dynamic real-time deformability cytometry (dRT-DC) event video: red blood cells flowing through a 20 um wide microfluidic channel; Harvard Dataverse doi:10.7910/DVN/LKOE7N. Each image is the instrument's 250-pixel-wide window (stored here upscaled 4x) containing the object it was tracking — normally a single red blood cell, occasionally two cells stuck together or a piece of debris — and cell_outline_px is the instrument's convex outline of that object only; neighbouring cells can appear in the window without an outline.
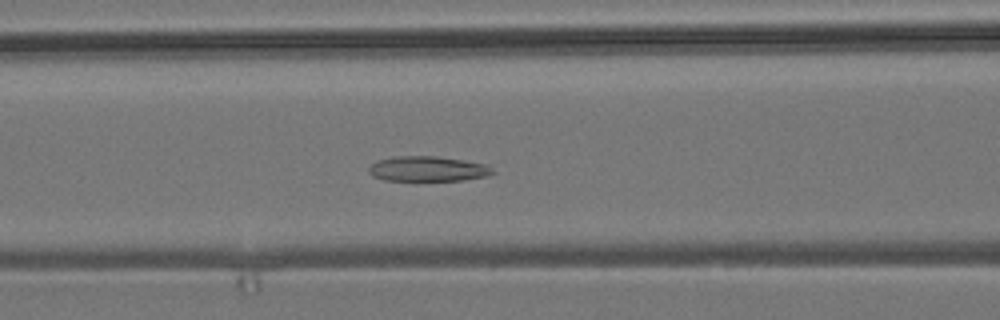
{"species": "common noctule bat (a hibernating species)", "species_latin": "Nyctalus noctula", "temperature_condition": "room temperature", "stored_images_in_passage": 49, "camera_frame_rate_fps": 3000, "um_per_image_px": 0.085, "animal": {"sex": "male", "body_mass_g": 19.2, "forearm_length_mm": 51.8}, "frame": {"image": 1, "passage_image": 17, "time_ms": 5.333, "image_size_px": [1000, 320], "cell_outline_px": [[496, 172], [488, 176], [464, 180], [384, 180], [372, 176], [368, 172], [368, 168], [376, 160], [392, 156], [436, 156], [464, 160], [484, 164]], "centroid_in_image_um": [36.32, 14.34], "position_along_channel_um": 130.3, "area_um2": 18.15}}
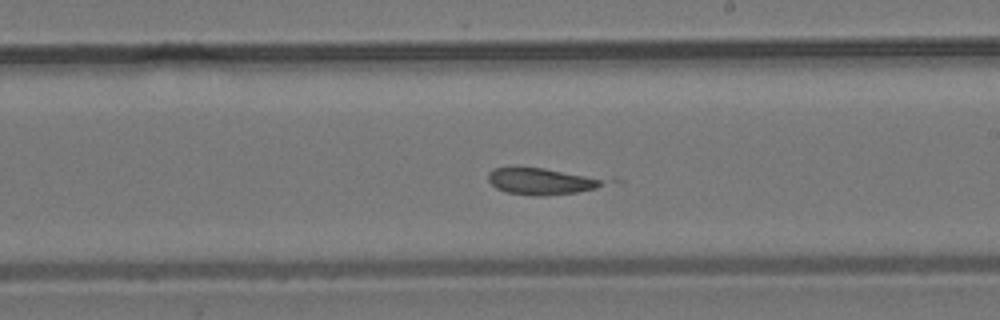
{"frame": {"image": 2, "passage_image": 26, "time_ms": 8.333, "image_size_px": [1000, 320], "cell_outline_px": [[604, 184], [596, 188], [576, 192], [540, 196], [532, 196], [504, 192], [496, 188], [488, 180], [488, 172], [492, 168], [544, 168], [584, 176], [600, 180]], "centroid_in_image_um": [45.86, 15.43], "position_along_channel_um": 243.1, "area_um2": 17.28}}
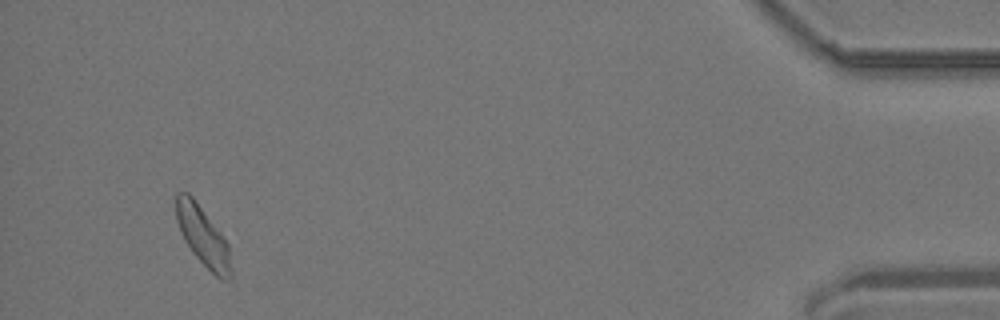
{"frame": {"image": 3, "passage_image": 46, "time_ms": 15.0, "image_size_px": [1000, 320], "cell_outline_px": [[232, 276], [228, 280], [220, 280], [192, 252], [184, 240], [180, 232], [176, 220], [176, 192], [188, 192], [192, 196], [220, 232], [228, 244], [232, 268]], "centroid_in_image_um": [17.25, 20.1], "position_along_channel_um": 418.0, "area_um2": 18.9}, "authors_computed_cell_mechanics": {"area_um2": 18.785, "velocity_mm_per_s": 3.7814, "shape_relaxation_time_tau1_ms": null, "shape_relaxation_time_tau2_ms": 2.6752, "deformation_change_tau1": null, "deformation_change_tau2": 0.0913}}